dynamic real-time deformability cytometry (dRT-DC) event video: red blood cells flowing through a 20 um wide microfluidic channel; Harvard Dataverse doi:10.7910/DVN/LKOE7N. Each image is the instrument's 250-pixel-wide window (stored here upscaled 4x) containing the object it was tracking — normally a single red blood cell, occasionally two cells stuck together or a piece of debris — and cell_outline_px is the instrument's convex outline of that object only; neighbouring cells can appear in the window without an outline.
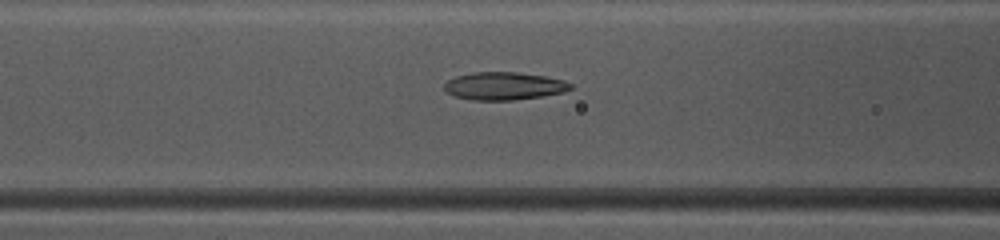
{"species": "common noctule bat (a hibernating species)", "species_latin": "Nyctalus noctula", "temperature_condition": "warm", "stored_images_in_passage": 48, "camera_frame_rate_fps": 3000, "um_per_image_px": 0.085, "animal": {"sex": "female", "body_mass_g": 10.0, "forearm_length_mm": 53.1}, "frame": {"image": 1, "passage_image": 20, "time_ms": 6.333, "image_size_px": [1000, 240], "cell_outline_px": [[576, 88], [564, 92], [540, 96], [512, 100], [472, 100], [456, 96], [448, 92], [444, 88], [444, 84], [448, 80], [456, 76], [472, 72], [520, 72], [544, 76], [564, 80], [572, 84]], "centroid_in_image_um": [42.88, 7.3], "position_along_channel_um": 123.7, "area_um2": 20.46}}
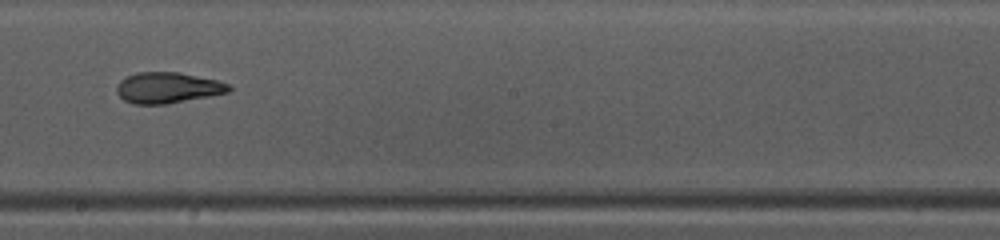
{"frame": {"image": 2, "passage_image": 28, "time_ms": 9.0, "image_size_px": [1000, 240], "cell_outline_px": [[232, 88], [228, 92], [208, 96], [164, 104], [132, 104], [124, 100], [116, 92], [116, 88], [120, 80], [136, 72], [180, 72], [216, 80], [228, 84]], "centroid_in_image_um": [14.22, 7.45], "position_along_channel_um": 234.0, "area_um2": 20.0}}
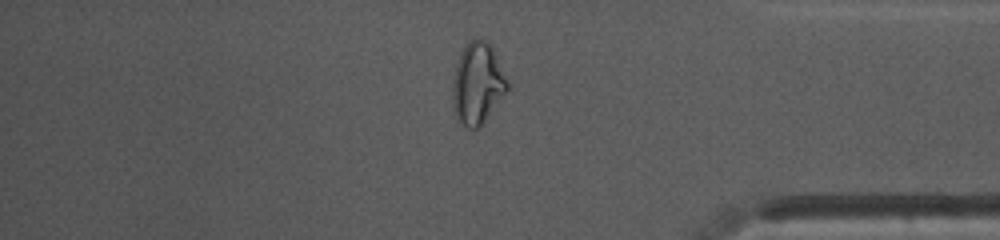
{"frame": {"image": 3, "passage_image": 41, "time_ms": 13.333, "image_size_px": [1000, 240], "cell_outline_px": [[508, 88], [480, 124], [476, 128], [468, 128], [456, 116], [452, 104], [452, 76], [456, 64], [468, 40], [488, 40], [492, 48], [508, 84]], "centroid_in_image_um": [40.53, 7.06], "position_along_channel_um": 394.7, "area_um2": 25.03}, "authors_computed_cell_mechanics": {"area_um2": 21.6461, "velocity_mm_per_s": 4.1241, "shape_relaxation_time_tau1_ms": 10.2608, "shape_relaxation_time_tau2_ms": 1.9099, "deformation_change_tau1": 0.2682, "deformation_change_tau2": 0.0868}}